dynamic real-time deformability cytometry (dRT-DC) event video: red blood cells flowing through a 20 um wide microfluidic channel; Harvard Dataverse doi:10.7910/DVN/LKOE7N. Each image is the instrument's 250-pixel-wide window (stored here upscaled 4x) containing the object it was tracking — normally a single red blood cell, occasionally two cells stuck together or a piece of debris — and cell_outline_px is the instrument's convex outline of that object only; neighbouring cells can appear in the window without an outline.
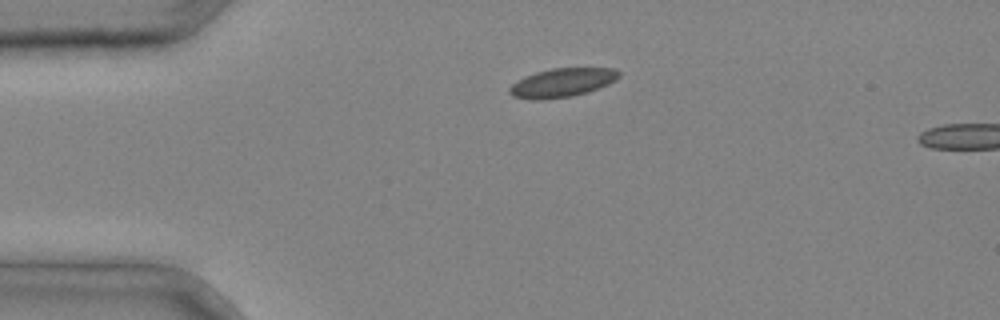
{"species": "common noctule bat (a hibernating species)", "species_latin": "Nyctalus noctula", "temperature_condition": "cold", "stored_images_in_passage": 2, "camera_frame_rate_fps": 3000, "um_per_image_px": 0.085, "animal": {"sex": "male", "body_mass_g": 20.4}, "frame": {"image": 1, "passage_image": 1, "time_ms": 0.0, "image_size_px": [1000, 320], "cell_outline_px": [[620, 76], [616, 80], [600, 88], [588, 92], [572, 96], [540, 100], [532, 100], [512, 96], [508, 92], [508, 88], [512, 84], [536, 72], [552, 68], [612, 68], [620, 72]], "centroid_in_image_um": [47.8, 7.04], "position_along_channel_um": 37.2, "area_um2": 18.32}}